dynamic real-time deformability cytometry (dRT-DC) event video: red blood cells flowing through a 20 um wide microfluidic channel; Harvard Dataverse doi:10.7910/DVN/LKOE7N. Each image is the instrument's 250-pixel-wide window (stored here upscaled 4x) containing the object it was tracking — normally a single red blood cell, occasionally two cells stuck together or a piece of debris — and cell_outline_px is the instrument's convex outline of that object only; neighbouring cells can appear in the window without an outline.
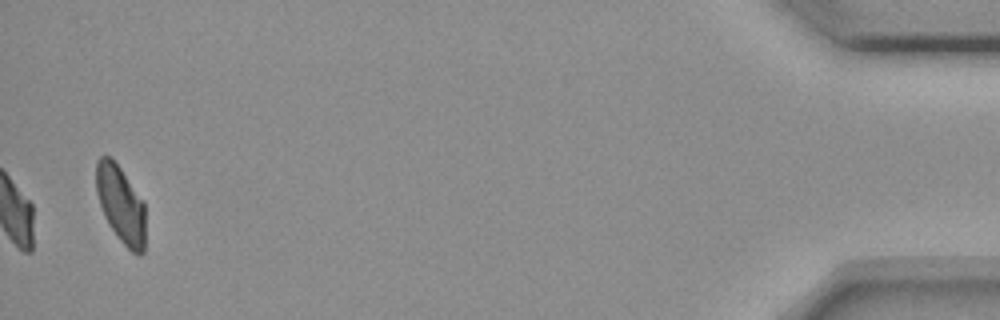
{"species": "common noctule bat (a hibernating species)", "species_latin": "Nyctalus noctula", "temperature_condition": "room temperature", "stored_images_in_passage": 39, "camera_frame_rate_fps": 3000, "um_per_image_px": 0.085, "animal": {"sex": "female", "body_mass_g": 18.4}, "frame": {"image": 1, "passage_image": 39, "time_ms": 12.667, "image_size_px": [1000, 320], "cell_outline_px": [[144, 252], [140, 256], [132, 252], [120, 240], [108, 224], [104, 216], [96, 192], [96, 160], [100, 156], [112, 156], [144, 200]], "centroid_in_image_um": [10.26, 17.33], "position_along_channel_um": 424.9, "area_um2": 22.37}, "authors_computed_cell_mechanics": {"area_um2": 18.6116, "velocity_mm_per_s": 3.6526, "shape_relaxation_time_tau1_ms": 4.0363, "shape_relaxation_time_tau2_ms": null, "deformation_change_tau1": 0.1257, "deformation_change_tau2": null}}